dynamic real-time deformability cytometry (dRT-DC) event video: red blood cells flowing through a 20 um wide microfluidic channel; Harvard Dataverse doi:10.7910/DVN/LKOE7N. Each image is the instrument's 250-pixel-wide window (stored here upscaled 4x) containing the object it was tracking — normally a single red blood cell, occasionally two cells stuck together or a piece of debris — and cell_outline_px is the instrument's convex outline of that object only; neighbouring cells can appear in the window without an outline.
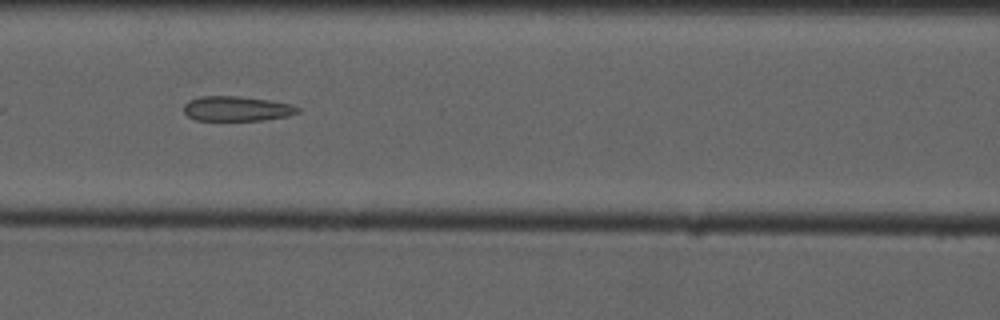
{"species": "common noctule bat (a hibernating species)", "species_latin": "Nyctalus noctula", "temperature_condition": "cold", "stored_images_in_passage": 7, "camera_frame_rate_fps": 3000, "um_per_image_px": 0.085, "animal": {"sex": "male", "forearm_length_mm": 52.5}, "frame": {"image": 1, "passage_image": 7, "time_ms": 7.0, "image_size_px": [1000, 320], "cell_outline_px": [[300, 112], [288, 116], [264, 120], [196, 120], [188, 116], [184, 112], [184, 104], [188, 100], [200, 96], [240, 96], [268, 100], [292, 104], [300, 108]], "centroid_in_image_um": [20.13, 9.23], "position_along_channel_um": 146.5, "area_um2": 16.59}}